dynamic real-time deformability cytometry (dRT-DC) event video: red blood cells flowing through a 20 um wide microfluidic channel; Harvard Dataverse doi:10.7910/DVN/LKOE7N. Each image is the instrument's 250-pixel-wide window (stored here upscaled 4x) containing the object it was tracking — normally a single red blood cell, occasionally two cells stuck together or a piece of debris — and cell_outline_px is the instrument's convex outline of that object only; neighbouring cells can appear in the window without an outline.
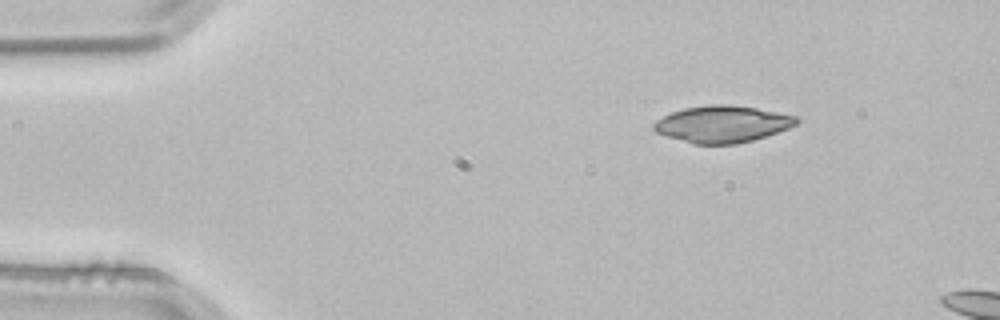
{"species": "common noctule bat (a hibernating species)", "species_latin": "Nyctalus noctula", "temperature_condition": "room temperature", "stored_images_in_passage": 2, "camera_frame_rate_fps": 3000, "um_per_image_px": 0.085, "animal": {"sex": "male", "body_mass_g": 21.5, "forearm_length_mm": 52.0}, "frame": {"image": 1, "passage_image": 1, "time_ms": 0.0, "image_size_px": [1000, 320], "cell_outline_px": [[800, 120], [796, 124], [788, 128], [752, 140], [736, 144], [692, 144], [656, 132], [652, 128], [652, 124], [656, 120], [672, 112], [684, 108], [708, 104], [728, 104], [756, 108], [800, 116]], "centroid_in_image_um": [61.4, 10.54], "position_along_channel_um": 23.6, "area_um2": 30.58}}